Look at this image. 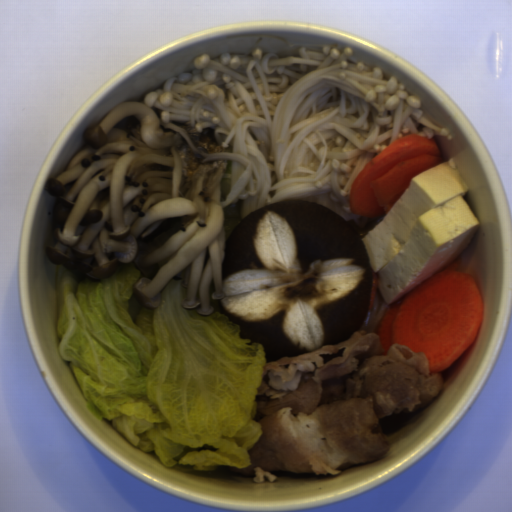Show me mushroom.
Wrapping results in <instances>:
<instances>
[{
	"label": "mushroom",
	"mask_w": 512,
	"mask_h": 512,
	"mask_svg": "<svg viewBox=\"0 0 512 512\" xmlns=\"http://www.w3.org/2000/svg\"><path fill=\"white\" fill-rule=\"evenodd\" d=\"M215 312L259 342L266 364L341 343L362 326L372 272L361 235L333 210L289 200L261 206L227 235Z\"/></svg>",
	"instance_id": "983e1aa8"
}]
</instances>
